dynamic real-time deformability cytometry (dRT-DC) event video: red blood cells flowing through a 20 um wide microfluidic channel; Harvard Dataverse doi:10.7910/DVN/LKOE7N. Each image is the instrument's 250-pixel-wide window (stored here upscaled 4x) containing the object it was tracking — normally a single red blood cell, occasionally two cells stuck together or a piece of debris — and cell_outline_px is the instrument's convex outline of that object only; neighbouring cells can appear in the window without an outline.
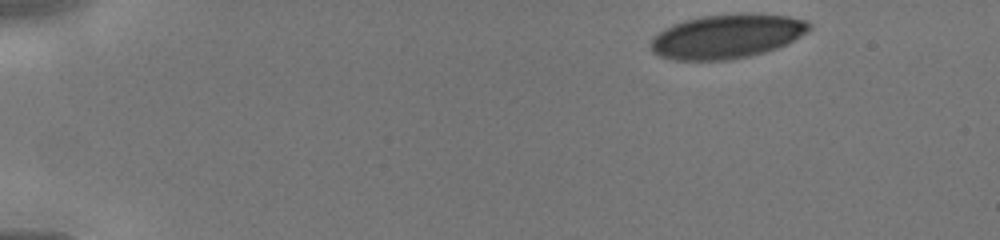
{"species": "human", "species_latin": "Homo sapiens", "temperature_condition": "cold", "stored_images_in_passage": 12, "camera_frame_rate_fps": 3000, "um_per_image_px": 0.085, "donor": {"sex": "male"}, "frame": {"image": 1, "passage_image": 1, "time_ms": 0.0, "image_size_px": [1000, 240], "cell_outline_px": [[812, 28], [808, 32], [788, 44], [764, 52], [748, 56], [728, 60], [676, 60], [660, 56], [652, 52], [648, 44], [652, 36], [664, 28], [672, 24], [684, 20], [700, 16], [740, 12], [752, 12], [788, 16], [808, 20], [812, 24]], "centroid_in_image_um": [61.8, 3.06], "position_along_channel_um": 23.2, "area_um2": 41.67}}
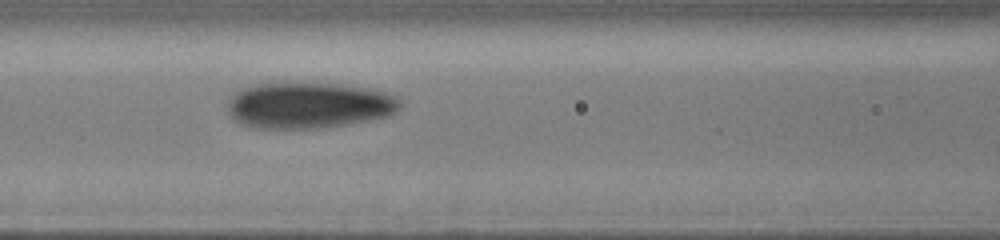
{"frame": {"image": 2, "passage_image": 8, "time_ms": 5.0, "image_size_px": [1000, 240], "cell_outline_px": [[400, 104], [396, 112], [388, 116], [368, 120], [324, 128], [248, 128], [240, 124], [228, 112], [228, 100], [236, 92], [244, 88], [256, 84], [280, 80], [336, 84], [364, 88], [384, 92], [400, 100]], "centroid_in_image_um": [26.17, 8.93], "position_along_channel_um": 140.4, "area_um2": 46.88}}
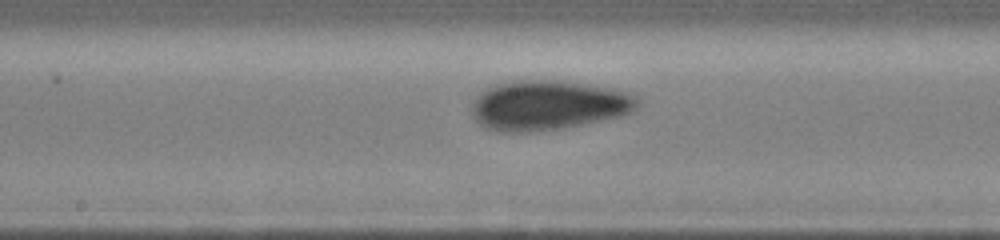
{"frame": {"image": 3, "passage_image": 11, "time_ms": 6.333, "image_size_px": [1000, 240], "cell_outline_px": [[640, 104], [632, 112], [620, 116], [564, 128], [532, 132], [496, 132], [484, 128], [472, 116], [472, 104], [488, 88], [496, 84], [512, 80], [560, 80], [612, 88], [628, 92], [636, 96], [640, 100]], "centroid_in_image_um": [46.61, 8.95], "position_along_channel_um": 201.6, "area_um2": 48.21}}